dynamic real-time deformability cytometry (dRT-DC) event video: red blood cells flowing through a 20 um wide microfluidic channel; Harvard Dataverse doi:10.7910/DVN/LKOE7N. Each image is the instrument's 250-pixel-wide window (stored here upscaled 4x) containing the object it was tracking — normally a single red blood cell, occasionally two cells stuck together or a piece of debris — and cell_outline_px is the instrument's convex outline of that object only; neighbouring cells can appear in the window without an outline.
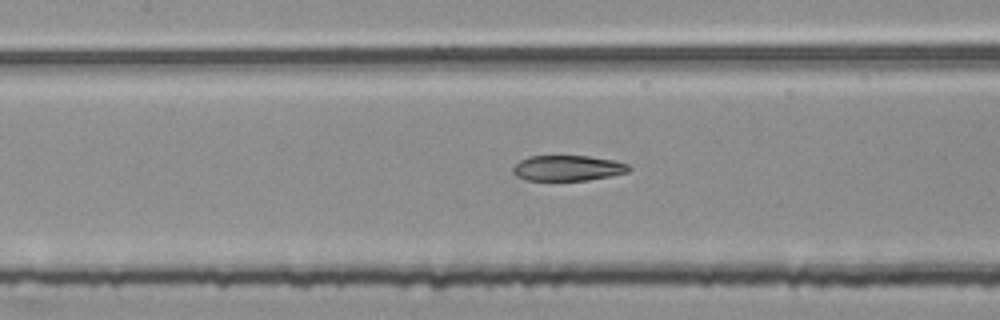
{"species": "common noctule bat (a hibernating species)", "species_latin": "Nyctalus noctula", "temperature_condition": "room temperature", "stored_images_in_passage": 49, "segment_of_instrument_passage": [2, 2], "camera_frame_rate_fps": 3000, "um_per_image_px": 0.085, "animal": {"sex": "female", "body_mass_g": 25.1}, "frame": {"image": 1, "passage_image": 19, "time_ms": 6.0, "image_size_px": [1000, 320], "cell_outline_px": [[632, 168], [628, 172], [612, 176], [588, 180], [524, 180], [516, 176], [512, 172], [512, 168], [520, 160], [528, 156], [588, 156], [616, 160], [628, 164]], "centroid_in_image_um": [48.27, 14.29], "position_along_channel_um": 159.1, "area_um2": 17.4}}
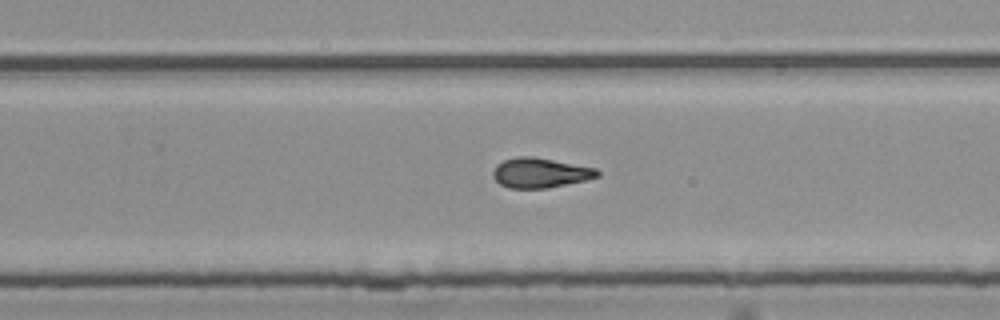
{"frame": {"image": 2, "passage_image": 29, "time_ms": 9.333, "image_size_px": [1000, 320], "cell_outline_px": [[600, 176], [588, 180], [548, 188], [508, 188], [500, 184], [492, 176], [492, 172], [496, 164], [504, 160], [516, 156], [532, 156], [596, 168], [600, 172]], "centroid_in_image_um": [45.92, 14.69], "position_along_channel_um": 283.9, "area_um2": 18.32}}
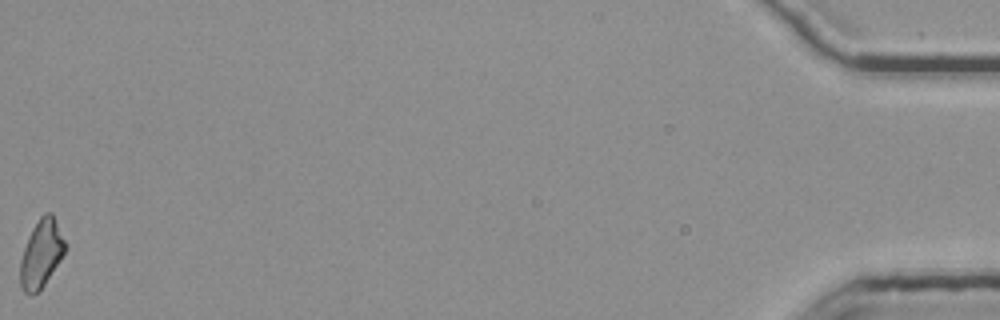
{"frame": {"image": 3, "passage_image": 49, "time_ms": 16.0, "image_size_px": [1000, 320], "cell_outline_px": [[68, 244], [60, 260], [40, 292], [32, 296], [24, 292], [20, 288], [20, 260], [28, 236], [32, 228], [40, 216], [44, 212], [52, 212]], "centroid_in_image_um": [3.51, 21.57], "position_along_channel_um": 431.7, "area_um2": 18.15}}